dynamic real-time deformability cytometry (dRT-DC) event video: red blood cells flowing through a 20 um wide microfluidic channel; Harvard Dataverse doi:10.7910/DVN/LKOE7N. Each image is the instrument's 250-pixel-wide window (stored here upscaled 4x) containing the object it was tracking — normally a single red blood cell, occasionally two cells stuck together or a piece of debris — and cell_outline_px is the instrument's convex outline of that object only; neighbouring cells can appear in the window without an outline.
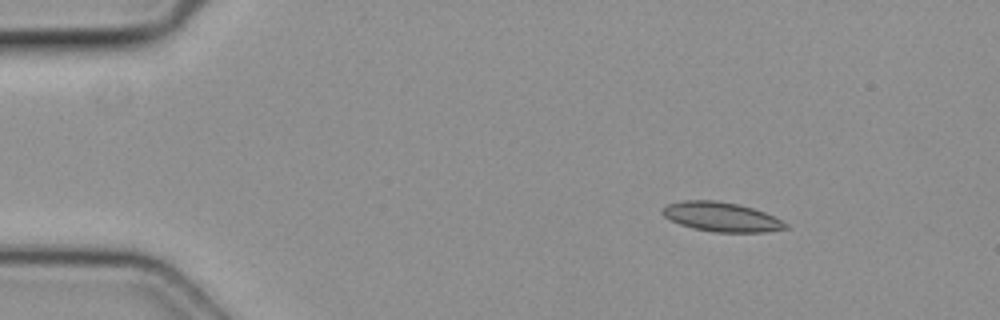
{"species": "common noctule bat (a hibernating species)", "species_latin": "Nyctalus noctula", "temperature_condition": "cold", "stored_images_in_passage": 4, "camera_frame_rate_fps": 3000, "um_per_image_px": 0.085, "animal": {"sex": "female", "body_mass_g": 19.3, "forearm_length_mm": 54.1}, "frame": {"image": 1, "passage_image": 2, "time_ms": 0.333, "image_size_px": [1000, 320], "cell_outline_px": [[788, 228], [768, 232], [712, 232], [692, 228], [668, 220], [660, 212], [668, 204], [680, 200], [716, 200], [740, 204], [764, 212], [788, 224]], "centroid_in_image_um": [61.29, 18.43], "position_along_channel_um": 23.7, "area_um2": 21.21}}